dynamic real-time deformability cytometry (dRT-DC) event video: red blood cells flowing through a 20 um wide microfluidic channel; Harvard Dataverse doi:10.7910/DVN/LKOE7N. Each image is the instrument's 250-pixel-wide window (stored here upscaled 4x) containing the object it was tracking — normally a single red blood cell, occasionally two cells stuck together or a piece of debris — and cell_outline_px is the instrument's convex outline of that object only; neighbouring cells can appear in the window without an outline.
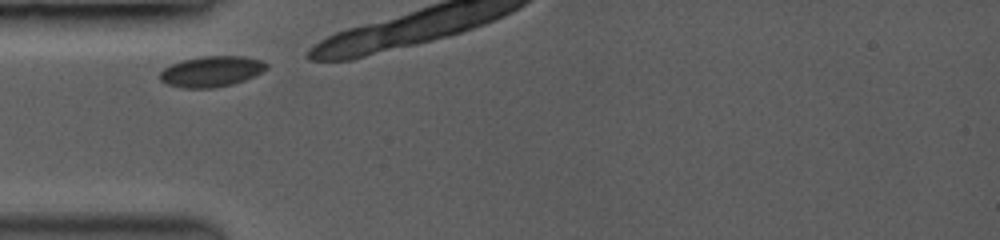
{"species": "common noctule bat (a hibernating species)", "species_latin": "Nyctalus noctula", "temperature_condition": "room temperature", "stored_images_in_passage": 4, "camera_frame_rate_fps": 3500, "um_per_image_px": 0.085, "animal": {"sex": "female", "body_mass_g": 19.0, "forearm_length_mm": 53.3}, "frame": {"image": 1, "passage_image": 1, "time_ms": 0.0, "image_size_px": [1000, 240], "cell_outline_px": [[268, 68], [244, 80], [232, 84], [212, 88], [184, 88], [168, 84], [160, 80], [160, 72], [164, 68], [172, 64], [184, 60], [200, 56], [244, 56], [260, 60], [268, 64]], "centroid_in_image_um": [17.97, 6.07], "position_along_channel_um": 67.0, "area_um2": 18.84}}